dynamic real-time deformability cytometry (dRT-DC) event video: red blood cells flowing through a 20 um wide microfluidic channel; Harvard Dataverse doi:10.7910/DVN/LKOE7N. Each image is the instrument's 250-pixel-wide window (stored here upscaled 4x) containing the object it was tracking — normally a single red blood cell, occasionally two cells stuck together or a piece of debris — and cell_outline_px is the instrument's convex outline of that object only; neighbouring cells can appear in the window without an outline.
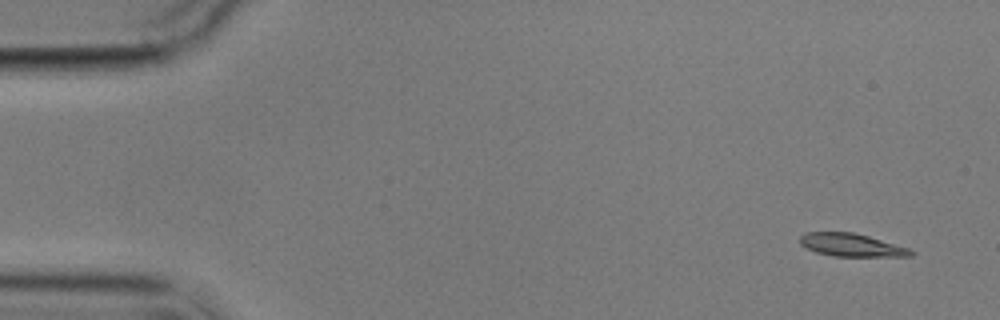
{"species": "common noctule bat (a hibernating species)", "species_latin": "Nyctalus noctula", "temperature_condition": "cold", "stored_images_in_passage": 5, "camera_frame_rate_fps": 3000, "um_per_image_px": 0.085, "animal": {"sex": "male", "body_mass_g": 17.9}, "frame": {"image": 1, "passage_image": 1, "time_ms": 0.0, "image_size_px": [1000, 320], "cell_outline_px": [[916, 252], [912, 256], [832, 256], [816, 252], [800, 244], [800, 236], [804, 232], [852, 232], [868, 236], [908, 248]], "centroid_in_image_um": [72.35, 20.82], "position_along_channel_um": 12.6, "area_um2": 14.68}}
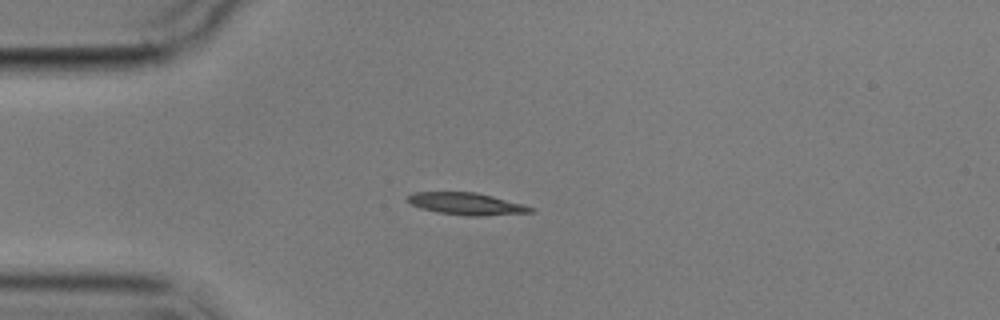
{"frame": {"image": 2, "passage_image": 4, "time_ms": 3.667, "image_size_px": [1000, 320], "cell_outline_px": [[536, 212], [480, 216], [468, 216], [436, 212], [420, 208], [404, 200], [412, 192], [476, 192], [524, 204], [536, 208]], "centroid_in_image_um": [39.67, 17.32], "position_along_channel_um": 45.3, "area_um2": 16.01}}